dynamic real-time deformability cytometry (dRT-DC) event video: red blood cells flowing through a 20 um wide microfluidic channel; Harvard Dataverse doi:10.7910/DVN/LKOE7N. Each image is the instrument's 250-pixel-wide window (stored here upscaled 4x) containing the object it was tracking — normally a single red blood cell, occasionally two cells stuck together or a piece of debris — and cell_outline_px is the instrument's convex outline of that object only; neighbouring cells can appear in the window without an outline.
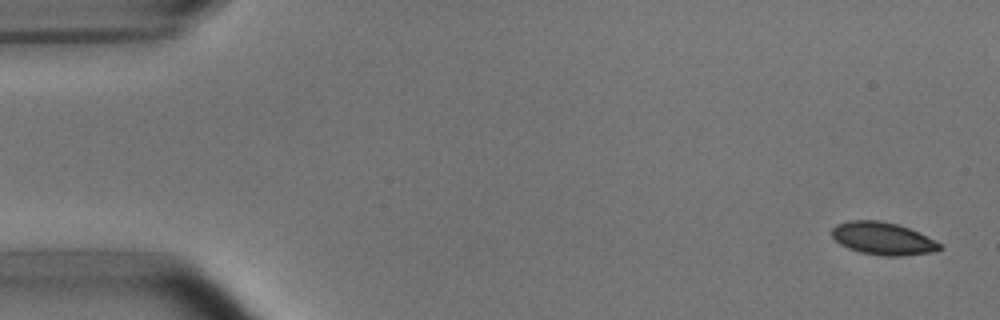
{"species": "common noctule bat (a hibernating species)", "species_latin": "Nyctalus noctula", "temperature_condition": "room temperature", "stored_images_in_passage": 5, "camera_frame_rate_fps": 3000, "um_per_image_px": 0.085, "animal": {"sex": "male", "body_mass_g": 15.6}, "frame": {"image": 1, "passage_image": 1, "time_ms": 0.0, "image_size_px": [1000, 320], "cell_outline_px": [[944, 248], [932, 252], [900, 256], [880, 256], [860, 252], [848, 248], [840, 244], [832, 236], [832, 228], [836, 224], [848, 220], [880, 220], [896, 224], [908, 228], [940, 244]], "centroid_in_image_um": [74.99, 20.28], "position_along_channel_um": 10.0, "area_um2": 20.29}}
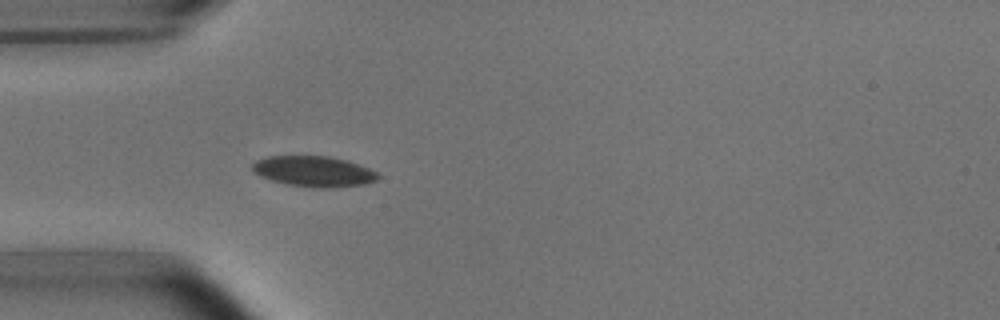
{"frame": {"image": 2, "passage_image": 5, "time_ms": 4.667, "image_size_px": [1000, 320], "cell_outline_px": [[380, 176], [376, 180], [364, 184], [332, 188], [312, 188], [288, 184], [272, 180], [260, 176], [252, 172], [252, 164], [256, 160], [268, 156], [328, 156], [348, 160], [368, 168], [376, 172]], "centroid_in_image_um": [26.66, 14.57], "position_along_channel_um": 58.3, "area_um2": 22.48}}